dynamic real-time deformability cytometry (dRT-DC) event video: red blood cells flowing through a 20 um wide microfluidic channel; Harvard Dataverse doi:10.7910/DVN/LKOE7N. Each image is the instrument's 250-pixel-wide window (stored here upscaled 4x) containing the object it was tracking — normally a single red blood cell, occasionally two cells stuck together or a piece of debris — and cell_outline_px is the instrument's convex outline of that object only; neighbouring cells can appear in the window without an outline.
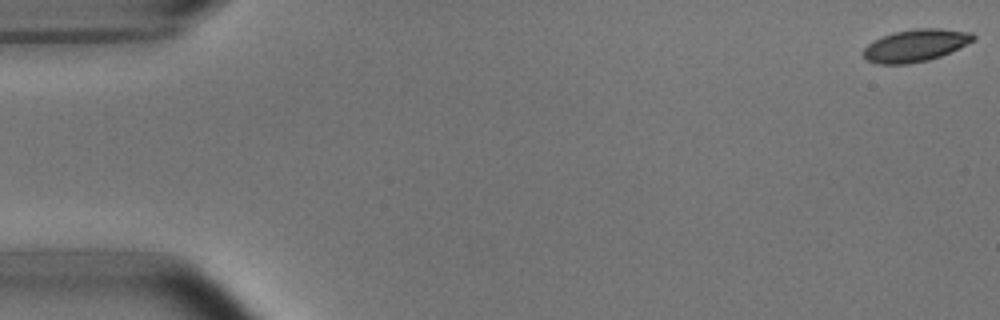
{"species": "common noctule bat (a hibernating species)", "species_latin": "Nyctalus noctula", "temperature_condition": "room temperature", "stored_images_in_passage": 7, "camera_frame_rate_fps": 3000, "um_per_image_px": 0.085, "animal": {"sex": "male", "body_mass_g": 15.6}, "frame": {"image": 1, "passage_image": 1, "time_ms": 0.0, "image_size_px": [1000, 320], "cell_outline_px": [[976, 36], [972, 40], [940, 56], [928, 60], [908, 64], [876, 64], [864, 60], [864, 48], [868, 44], [884, 36], [896, 32], [916, 28], [940, 28], [972, 32]], "centroid_in_image_um": [77.78, 3.87], "position_along_channel_um": 7.2, "area_um2": 20.35}}